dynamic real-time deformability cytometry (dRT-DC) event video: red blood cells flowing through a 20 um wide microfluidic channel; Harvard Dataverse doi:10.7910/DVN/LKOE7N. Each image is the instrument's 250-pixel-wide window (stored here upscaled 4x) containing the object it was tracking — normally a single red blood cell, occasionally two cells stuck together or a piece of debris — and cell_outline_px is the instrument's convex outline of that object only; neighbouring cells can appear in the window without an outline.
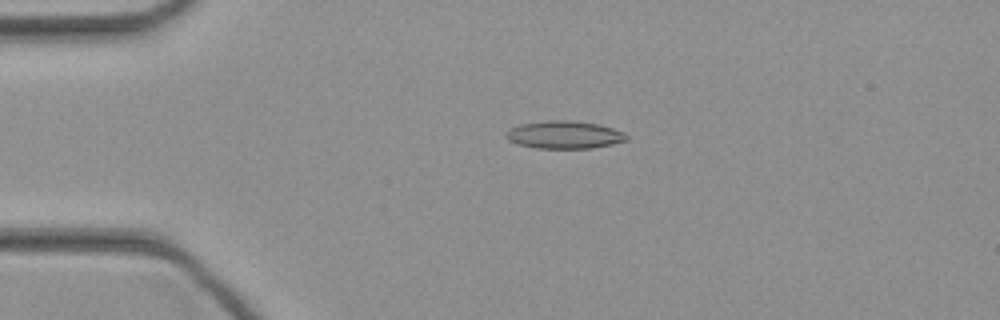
{"species": "common noctule bat (a hibernating species)", "species_latin": "Nyctalus noctula", "temperature_condition": "cold", "stored_images_in_passage": 36, "camera_frame_rate_fps": 3000, "um_per_image_px": 0.085, "animal": {"sex": "female", "body_mass_g": 21.9}, "frame": {"image": 1, "passage_image": 1, "time_ms": 0.0, "image_size_px": [1000, 320], "cell_outline_px": [[628, 140], [612, 144], [592, 148], [536, 148], [516, 144], [508, 140], [504, 136], [512, 128], [520, 124], [548, 120], [572, 120], [600, 124], [624, 132], [628, 136]], "centroid_in_image_um": [47.99, 11.45], "position_along_channel_um": 37.0, "area_um2": 19.54}}
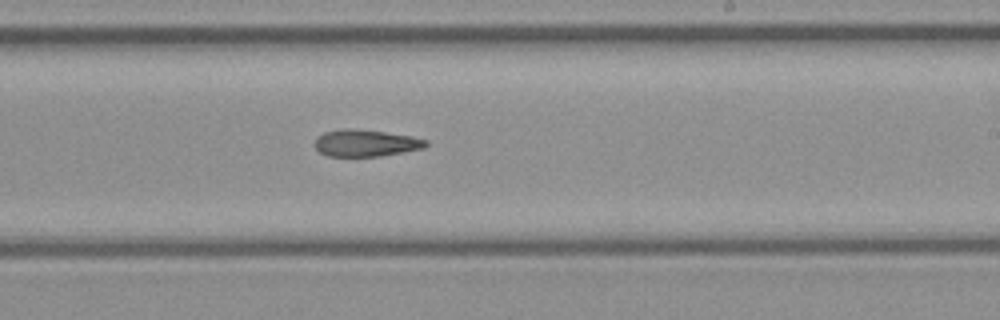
{"frame": {"image": 2, "passage_image": 18, "time_ms": 5.667, "image_size_px": [1000, 320], "cell_outline_px": [[428, 144], [424, 148], [404, 152], [380, 156], [328, 156], [320, 152], [312, 144], [316, 136], [324, 132], [344, 128], [348, 128], [384, 132], [412, 136], [428, 140]], "centroid_in_image_um": [31.06, 12.16], "position_along_channel_um": 257.9, "area_um2": 17.51}}
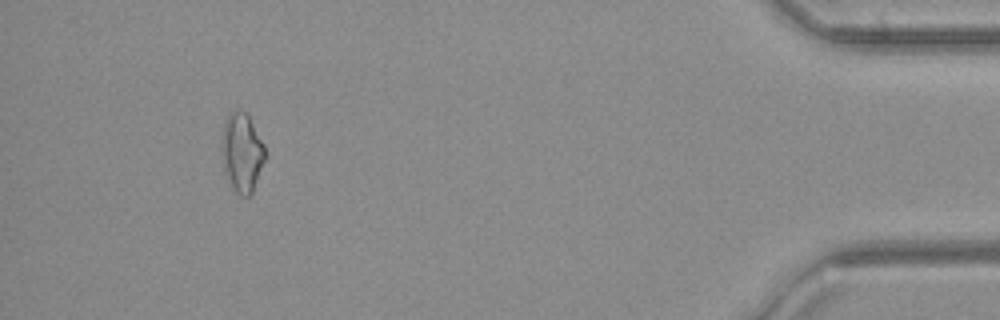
{"frame": {"image": 3, "passage_image": 33, "time_ms": 10.667, "image_size_px": [1000, 320], "cell_outline_px": [[264, 160], [252, 192], [248, 196], [240, 196], [232, 188], [228, 180], [224, 168], [220, 148], [220, 144], [224, 120], [228, 112], [236, 108], [244, 112], [248, 116], [264, 144]], "centroid_in_image_um": [20.51, 12.92], "position_along_channel_um": 414.7, "area_um2": 20.0}}